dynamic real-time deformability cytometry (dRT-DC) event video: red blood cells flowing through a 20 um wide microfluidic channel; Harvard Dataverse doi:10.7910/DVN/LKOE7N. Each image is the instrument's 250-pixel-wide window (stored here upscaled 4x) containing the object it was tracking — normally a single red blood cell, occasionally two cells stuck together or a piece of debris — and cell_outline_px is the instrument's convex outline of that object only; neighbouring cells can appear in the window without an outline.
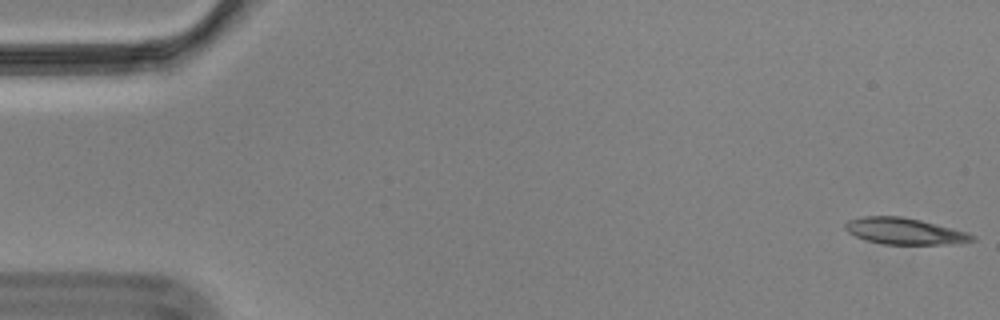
{"species": "Egyptian fruit bat (a non-hibernating species)", "species_latin": "Rousettus aegyptiacus", "temperature_condition": "cold", "stored_images_in_passage": 13, "camera_frame_rate_fps": 3000, "um_per_image_px": 0.085, "animal": {"sex": "male"}, "frame": {"image": 1, "passage_image": 1, "time_ms": 0.0, "image_size_px": [1000, 320], "cell_outline_px": [[976, 240], [944, 244], [880, 244], [864, 240], [848, 232], [844, 228], [844, 224], [848, 220], [864, 216], [900, 216], [920, 220], [968, 232], [976, 236]], "centroid_in_image_um": [76.85, 19.65], "position_along_channel_um": 8.2, "area_um2": 19.48}}